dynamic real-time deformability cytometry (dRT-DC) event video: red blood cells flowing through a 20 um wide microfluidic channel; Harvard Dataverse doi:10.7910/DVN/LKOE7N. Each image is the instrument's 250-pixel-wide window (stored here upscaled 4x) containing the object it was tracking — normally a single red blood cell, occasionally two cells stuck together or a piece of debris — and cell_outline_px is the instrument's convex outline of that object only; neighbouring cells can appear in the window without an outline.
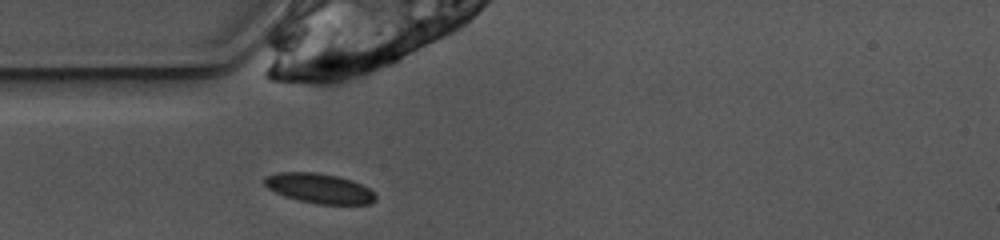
{"species": "common noctule bat (a hibernating species)", "species_latin": "Nyctalus noctula", "temperature_condition": "warm", "stored_images_in_passage": 38, "camera_frame_rate_fps": 3000, "um_per_image_px": 0.085, "animal": {"sex": "female", "body_mass_g": 10.0, "forearm_length_mm": 53.1}, "frame": {"image": 1, "passage_image": 1, "time_ms": 0.0, "image_size_px": [1000, 240], "cell_outline_px": [[376, 200], [368, 204], [320, 204], [300, 200], [276, 192], [268, 188], [264, 184], [264, 176], [276, 172], [316, 172], [336, 176], [352, 180], [376, 192]], "centroid_in_image_um": [27.16, 16.0], "position_along_channel_um": 57.8, "area_um2": 19.19}}
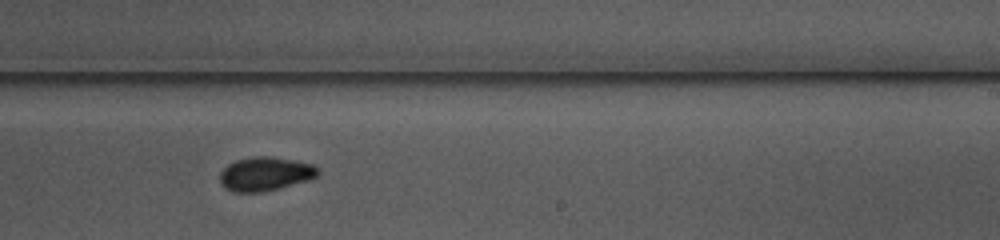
{"frame": {"image": 2, "passage_image": 17, "time_ms": 5.333, "image_size_px": [1000, 240], "cell_outline_px": [[320, 172], [316, 176], [308, 180], [260, 192], [232, 192], [224, 188], [220, 184], [220, 172], [228, 164], [236, 160], [252, 156], [268, 156], [292, 160], [312, 164]], "centroid_in_image_um": [22.48, 14.78], "position_along_channel_um": 266.5, "area_um2": 19.13}}
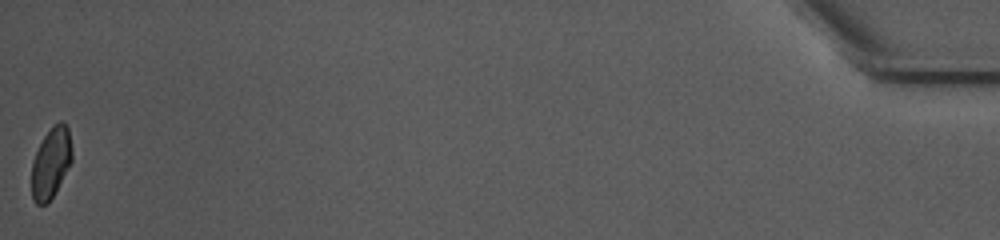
{"frame": {"image": 3, "passage_image": 38, "time_ms": 12.333, "image_size_px": [1000, 240], "cell_outline_px": [[72, 160], [48, 204], [36, 204], [32, 200], [32, 160], [44, 136], [52, 124], [60, 120], [64, 120], [68, 128], [72, 148]], "centroid_in_image_um": [4.33, 13.8], "position_along_channel_um": 430.9, "area_um2": 16.65}, "authors_computed_cell_mechanics": {"area_um2": 18.3804, "velocity_mm_per_s": 3.9081, "shape_relaxation_time_tau1_ms": 2.4733, "shape_relaxation_time_tau2_ms": 9.6173, "deformation_change_tau1": 0.0884, "deformation_change_tau2": 0.1195}}